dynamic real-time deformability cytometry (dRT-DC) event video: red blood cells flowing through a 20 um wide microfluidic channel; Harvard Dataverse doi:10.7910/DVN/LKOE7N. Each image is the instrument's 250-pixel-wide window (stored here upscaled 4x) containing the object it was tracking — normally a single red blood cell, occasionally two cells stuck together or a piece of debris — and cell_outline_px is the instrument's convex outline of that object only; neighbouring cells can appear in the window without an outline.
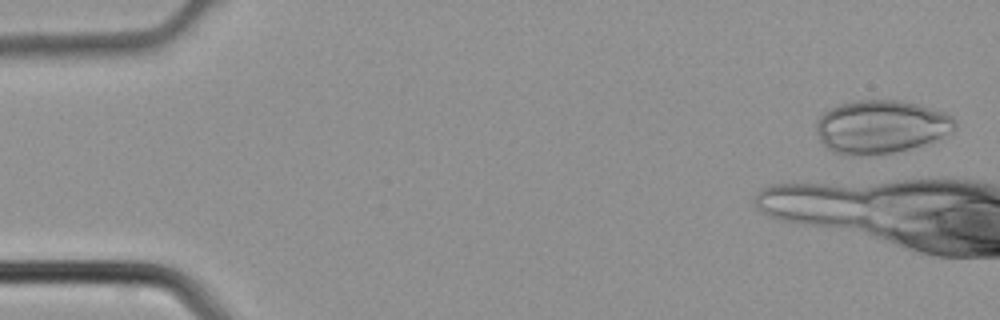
{"species": "common noctule bat (a hibernating species)", "species_latin": "Nyctalus noctula", "temperature_condition": "cold", "stored_images_in_passage": 2, "camera_frame_rate_fps": 3000, "um_per_image_px": 0.085, "animal": {"sex": "male", "body_mass_g": 21.5, "forearm_length_mm": 52.0}, "frame": {"image": 1, "passage_image": 1, "time_ms": 0.0, "image_size_px": [1000, 320], "cell_outline_px": [[956, 124], [952, 128], [940, 136], [924, 144], [912, 148], [876, 156], [852, 156], [836, 152], [828, 148], [820, 140], [816, 132], [816, 120], [824, 112], [840, 104], [860, 100], [900, 100], [948, 112], [956, 120]], "centroid_in_image_um": [74.85, 10.78], "position_along_channel_um": 10.2, "area_um2": 42.95}}